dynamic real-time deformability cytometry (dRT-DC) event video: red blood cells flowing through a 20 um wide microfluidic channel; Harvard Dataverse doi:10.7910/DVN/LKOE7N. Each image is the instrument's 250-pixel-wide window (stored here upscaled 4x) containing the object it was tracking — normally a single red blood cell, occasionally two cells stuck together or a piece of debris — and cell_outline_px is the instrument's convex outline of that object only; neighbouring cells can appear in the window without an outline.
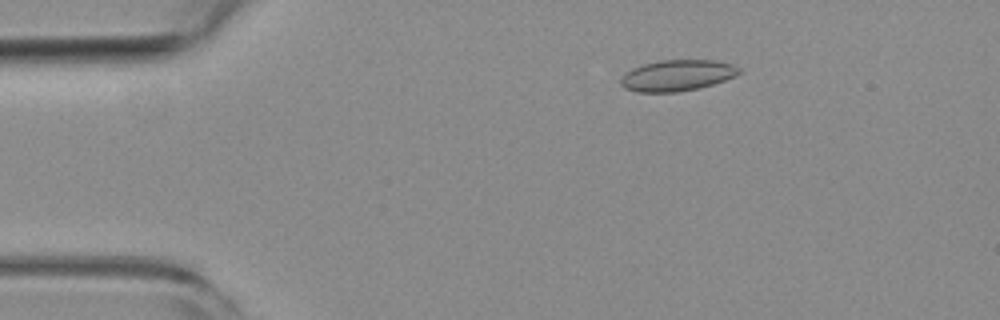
{"species": "common noctule bat (a hibernating species)", "species_latin": "Nyctalus noctula", "temperature_condition": "room temperature", "stored_images_in_passage": 47, "camera_frame_rate_fps": 3000, "um_per_image_px": 0.085, "animal": {"sex": "female", "body_mass_g": 19.3, "forearm_length_mm": 54.1}, "frame": {"image": 1, "passage_image": 10, "time_ms": 3.0, "image_size_px": [1000, 320], "cell_outline_px": [[740, 72], [724, 80], [700, 88], [676, 92], [636, 92], [624, 88], [620, 84], [620, 80], [624, 72], [632, 68], [644, 64], [660, 60], [716, 60], [732, 64], [740, 68]], "centroid_in_image_um": [57.51, 6.41], "position_along_channel_um": 27.5, "area_um2": 21.44}}
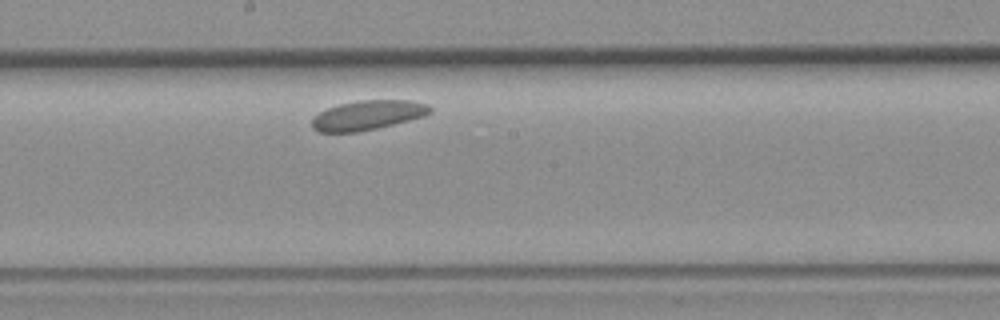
{"frame": {"image": 2, "passage_image": 31, "time_ms": 10.0, "image_size_px": [1000, 320], "cell_outline_px": [[432, 112], [424, 116], [376, 128], [356, 132], [320, 132], [312, 128], [312, 116], [328, 108], [340, 104], [360, 100], [412, 100], [428, 104], [432, 108]], "centroid_in_image_um": [31.26, 9.78], "position_along_channel_um": 216.9, "area_um2": 20.23}}
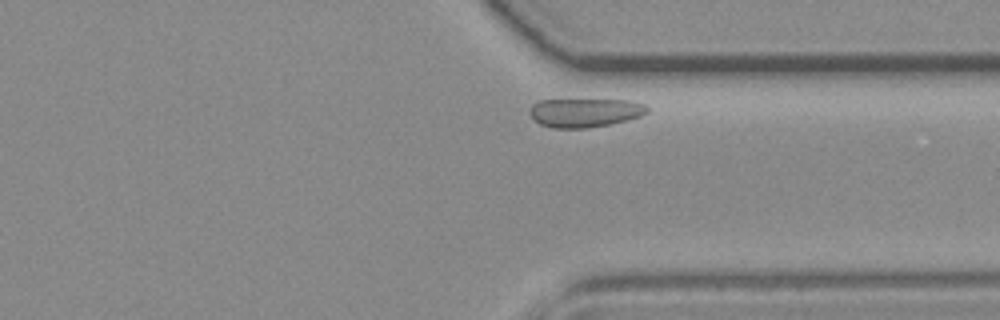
{"frame": {"image": 3, "passage_image": 44, "time_ms": 14.333, "image_size_px": [1000, 320], "cell_outline_px": [[648, 112], [640, 116], [628, 120], [608, 124], [584, 128], [552, 128], [540, 124], [528, 112], [532, 104], [540, 100], [628, 100], [644, 104], [648, 108]], "centroid_in_image_um": [49.7, 9.57], "position_along_channel_um": 361.7, "area_um2": 19.59}}